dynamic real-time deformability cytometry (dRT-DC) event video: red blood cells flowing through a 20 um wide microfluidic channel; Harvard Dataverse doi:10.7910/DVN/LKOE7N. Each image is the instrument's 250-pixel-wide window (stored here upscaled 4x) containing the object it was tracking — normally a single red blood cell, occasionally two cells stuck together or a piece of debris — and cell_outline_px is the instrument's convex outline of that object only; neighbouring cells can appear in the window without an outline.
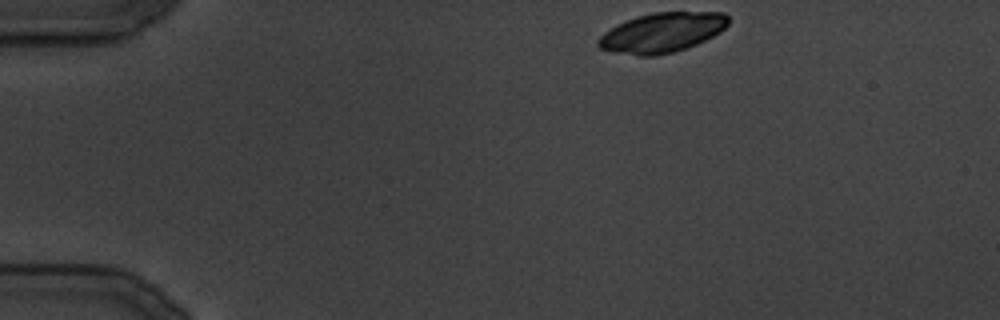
{"species": "common noctule bat (a hibernating species)", "species_latin": "Nyctalus noctula", "temperature_condition": "cold", "stored_images_in_passage": 105, "camera_frame_rate_fps": 3000, "um_per_image_px": 0.085, "animal": {"sex": "male", "body_mass_g": 19.5, "forearm_length_mm": 54.6}, "frame": {"image": 1, "passage_image": 1, "time_ms": 0.0, "image_size_px": [1000, 320], "cell_outline_px": [[728, 24], [720, 32], [696, 44], [672, 52], [656, 56], [640, 56], [612, 52], [600, 48], [596, 44], [596, 40], [604, 32], [616, 24], [636, 16], [652, 12], [724, 12], [728, 16]], "centroid_in_image_um": [56.23, 2.76], "position_along_channel_um": 28.8, "area_um2": 30.17}}
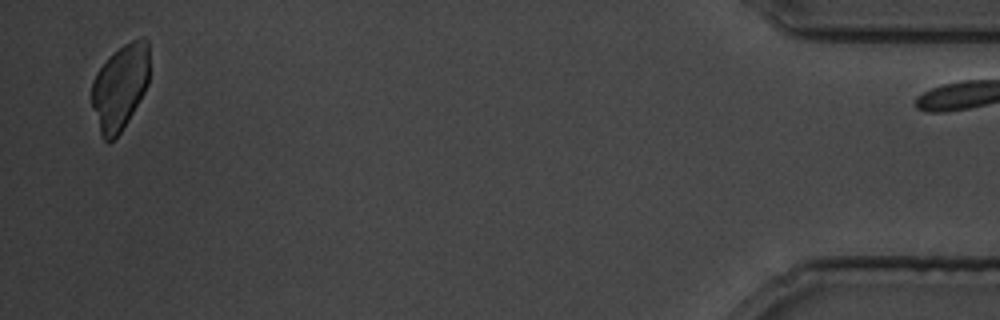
{"frame": {"image": 2, "passage_image": 104, "time_ms": 34.333, "image_size_px": [1000, 320], "cell_outline_px": [[148, 84], [144, 92], [128, 120], [120, 132], [108, 144], [104, 140], [100, 132], [92, 108], [92, 80], [96, 72], [124, 44], [140, 36], [144, 36], [148, 40]], "centroid_in_image_um": [10.21, 7.39], "position_along_channel_um": 425.0, "area_um2": 28.32}}